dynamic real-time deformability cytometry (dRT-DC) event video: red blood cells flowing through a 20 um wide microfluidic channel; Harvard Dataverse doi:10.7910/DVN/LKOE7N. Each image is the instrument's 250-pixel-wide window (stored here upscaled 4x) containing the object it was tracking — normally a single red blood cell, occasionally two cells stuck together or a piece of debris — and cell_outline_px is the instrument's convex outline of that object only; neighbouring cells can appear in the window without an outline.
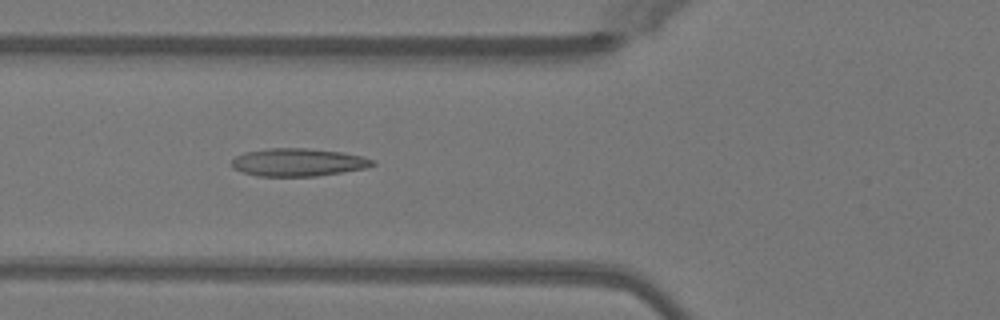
{"species": "Egyptian fruit bat (a non-hibernating species)", "species_latin": "Rousettus aegyptiacus", "temperature_condition": "warm", "stored_images_in_passage": 29, "camera_frame_rate_fps": 3000, "um_per_image_px": 0.085, "animal": {"sex": "female"}, "frame": {"image": 1, "passage_image": 5, "time_ms": 1.333, "image_size_px": [1000, 320], "cell_outline_px": [[376, 164], [368, 168], [316, 176], [256, 176], [232, 168], [232, 160], [236, 156], [244, 152], [268, 148], [308, 148], [340, 152], [364, 156], [376, 160]], "centroid_in_image_um": [25.38, 13.79], "position_along_channel_um": 100.4, "area_um2": 23.0}}
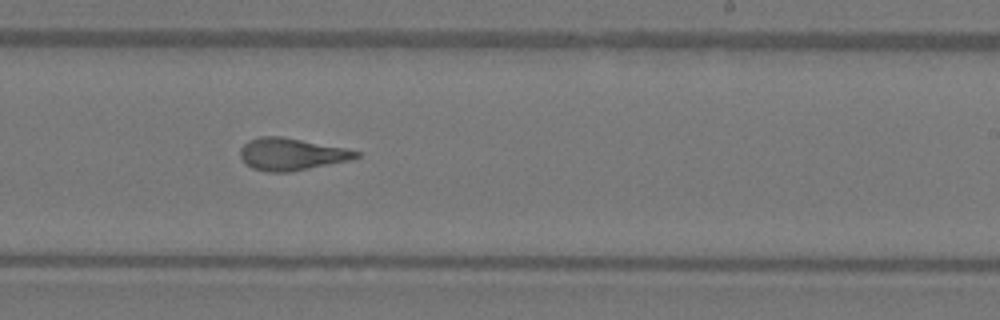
{"frame": {"image": 2, "passage_image": 17, "time_ms": 5.333, "image_size_px": [1000, 320], "cell_outline_px": [[360, 156], [348, 160], [292, 172], [268, 172], [252, 168], [240, 156], [240, 148], [248, 140], [260, 136], [280, 136], [344, 148], [360, 152]], "centroid_in_image_um": [24.74, 13.11], "position_along_channel_um": 264.3, "area_um2": 21.44}, "authors_computed_cell_mechanics": {"area_um2": 21.5016, "velocity_mm_per_s": 4.0847, "shape_relaxation_time_tau1_ms": null, "shape_relaxation_time_tau2_ms": 1.7485, "deformation_change_tau1": null, "deformation_change_tau2": 0.1132}}